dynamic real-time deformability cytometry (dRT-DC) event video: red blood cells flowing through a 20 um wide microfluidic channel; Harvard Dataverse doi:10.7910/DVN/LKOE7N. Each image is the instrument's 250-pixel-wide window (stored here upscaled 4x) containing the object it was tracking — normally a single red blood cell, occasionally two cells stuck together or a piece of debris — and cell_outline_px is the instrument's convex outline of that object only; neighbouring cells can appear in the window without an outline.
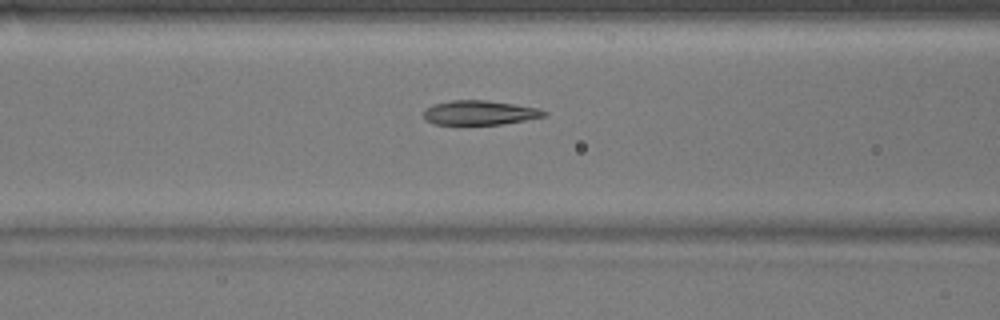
{"species": "common noctule bat (a hibernating species)", "species_latin": "Nyctalus noctula", "temperature_condition": "warm", "stored_images_in_passage": 32, "camera_frame_rate_fps": 3000, "um_per_image_px": 0.085, "animal": {"sex": "male", "body_mass_g": 17.9}, "frame": {"image": 1, "passage_image": 7, "time_ms": 2.0, "image_size_px": [1000, 320], "cell_outline_px": [[548, 116], [500, 124], [432, 124], [424, 120], [424, 112], [432, 104], [448, 100], [488, 100], [540, 108], [548, 112]], "centroid_in_image_um": [40.78, 9.57], "position_along_channel_um": 125.8, "area_um2": 17.22}}
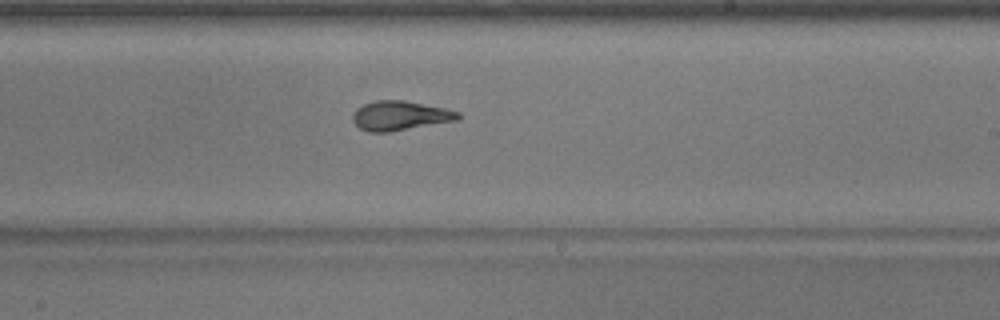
{"frame": {"image": 2, "passage_image": 17, "time_ms": 5.333, "image_size_px": [1000, 320], "cell_outline_px": [[460, 120], [388, 132], [368, 132], [360, 128], [352, 120], [352, 116], [356, 108], [364, 104], [376, 100], [404, 100], [444, 108], [460, 112]], "centroid_in_image_um": [34.01, 9.83], "position_along_channel_um": 255.0, "area_um2": 18.09}}
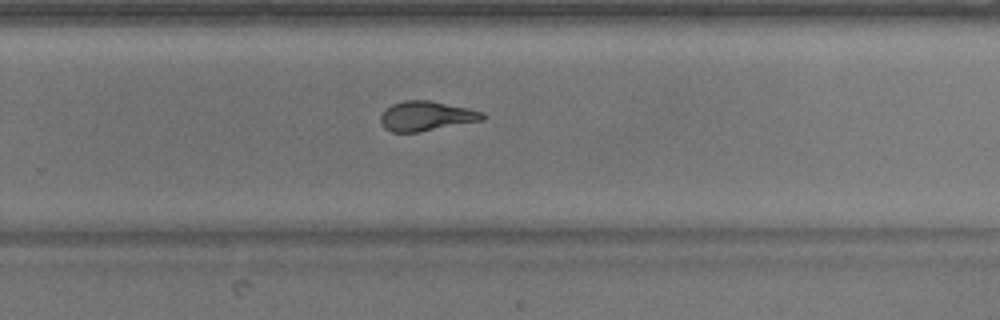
{"frame": {"image": 3, "passage_image": 20, "time_ms": 6.333, "image_size_px": [1000, 320], "cell_outline_px": [[488, 116], [484, 120], [420, 132], [392, 132], [384, 128], [380, 124], [380, 116], [392, 104], [404, 100], [428, 100], [468, 108], [484, 112]], "centroid_in_image_um": [36.26, 9.87], "position_along_channel_um": 293.5, "area_um2": 17.74}, "authors_computed_cell_mechanics": {"area_um2": 18.1492, "velocity_mm_per_s": 3.8724, "shape_relaxation_time_tau1_ms": 4.5897, "shape_relaxation_time_tau2_ms": 2.0302, "deformation_change_tau1": 0.1784, "deformation_change_tau2": 0.0947}}